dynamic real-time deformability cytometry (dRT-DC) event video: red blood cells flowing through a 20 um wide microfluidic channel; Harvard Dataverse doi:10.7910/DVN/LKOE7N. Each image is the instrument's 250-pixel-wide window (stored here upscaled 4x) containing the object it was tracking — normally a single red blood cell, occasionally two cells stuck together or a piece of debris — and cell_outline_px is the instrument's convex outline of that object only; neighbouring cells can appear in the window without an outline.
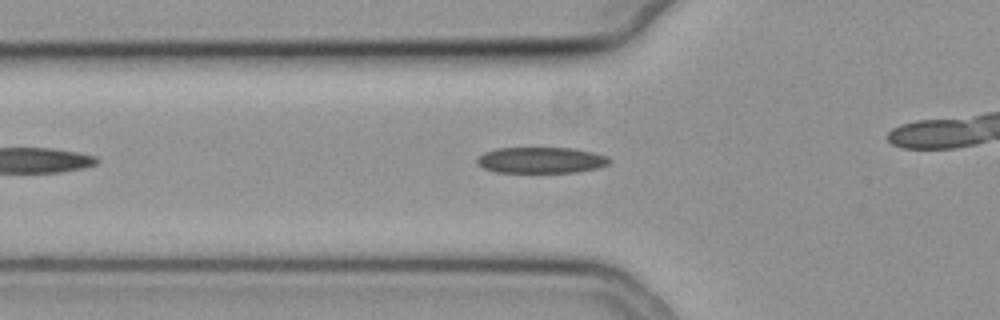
{"species": "common noctule bat (a hibernating species)", "species_latin": "Nyctalus noctula", "temperature_condition": "cold", "stored_images_in_passage": 29, "camera_frame_rate_fps": 3000, "um_per_image_px": 0.085, "animal": {"sex": "female", "body_mass_g": 19.3, "forearm_length_mm": 54.1}, "frame": {"image": 1, "passage_image": 4, "time_ms": 1.0, "image_size_px": [1000, 320], "cell_outline_px": [[612, 160], [608, 164], [596, 168], [576, 172], [496, 172], [484, 168], [476, 164], [476, 160], [484, 152], [496, 148], [572, 148], [592, 152], [608, 156]], "centroid_in_image_um": [45.98, 13.61], "position_along_channel_um": 79.8, "area_um2": 20.06}}
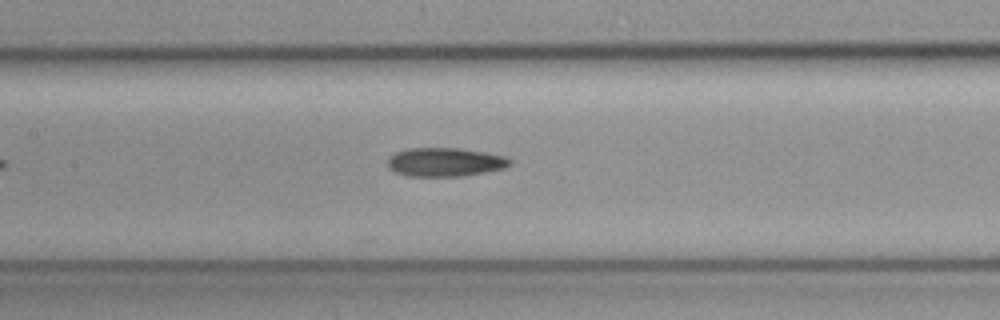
{"frame": {"image": 2, "passage_image": 11, "time_ms": 3.333, "image_size_px": [1000, 320], "cell_outline_px": [[512, 164], [504, 168], [464, 176], [408, 176], [396, 172], [388, 168], [388, 160], [396, 152], [408, 148], [460, 148], [484, 152], [504, 156], [512, 160]], "centroid_in_image_um": [37.84, 13.78], "position_along_channel_um": 169.6, "area_um2": 20.4}}
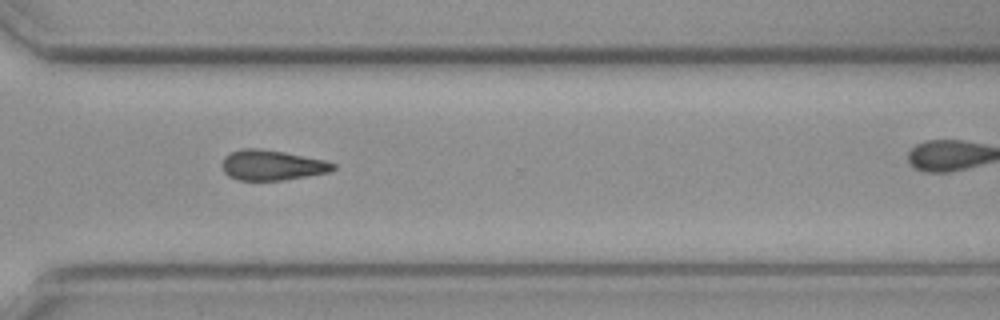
{"frame": {"image": 3, "passage_image": 25, "time_ms": 8.0, "image_size_px": [1000, 320], "cell_outline_px": [[336, 168], [328, 172], [284, 180], [236, 180], [228, 176], [224, 172], [224, 156], [232, 152], [244, 148], [260, 148], [284, 152], [324, 160], [336, 164]], "centroid_in_image_um": [23.12, 14.04], "position_along_channel_um": 347.5, "area_um2": 19.36}}